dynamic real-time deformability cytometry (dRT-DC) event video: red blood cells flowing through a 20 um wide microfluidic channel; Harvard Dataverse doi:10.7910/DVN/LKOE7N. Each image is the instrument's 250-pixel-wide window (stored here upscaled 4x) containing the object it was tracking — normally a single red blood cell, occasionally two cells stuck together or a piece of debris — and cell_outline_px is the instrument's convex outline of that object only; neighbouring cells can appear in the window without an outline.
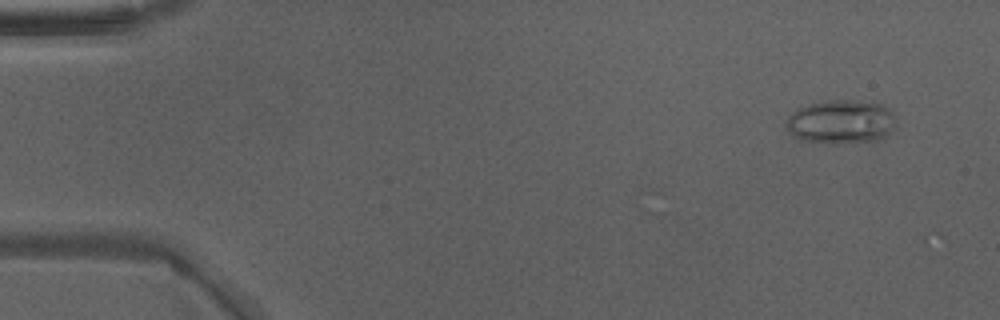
{"species": "Egyptian fruit bat (a non-hibernating species)", "species_latin": "Rousettus aegyptiacus", "temperature_condition": "warm", "stored_images_in_passage": 25, "camera_frame_rate_fps": 3000, "um_per_image_px": 0.085, "animal": {"sex": "male"}, "frame": {"image": 1, "passage_image": 4, "time_ms": 1.0, "image_size_px": [1000, 320], "cell_outline_px": [[892, 116], [888, 132], [880, 140], [804, 140], [796, 136], [784, 124], [788, 116], [796, 108], [808, 104], [832, 100], [848, 100], [880, 104], [888, 108], [892, 112]], "centroid_in_image_um": [71.41, 10.28], "position_along_channel_um": 13.6, "area_um2": 26.3}}
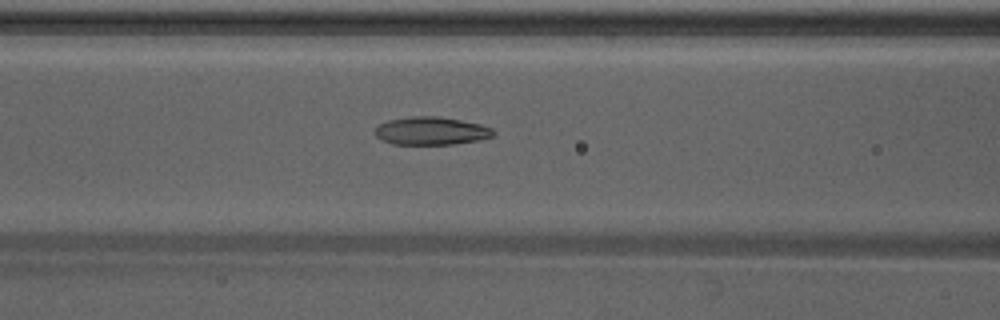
{"frame": {"image": 2, "passage_image": 21, "time_ms": 6.667, "image_size_px": [1000, 320], "cell_outline_px": [[496, 132], [492, 136], [476, 140], [452, 144], [392, 144], [380, 140], [376, 136], [376, 128], [380, 124], [388, 120], [412, 116], [436, 116], [460, 120], [480, 124], [492, 128]], "centroid_in_image_um": [36.63, 11.12], "position_along_channel_um": 130.0, "area_um2": 19.13}}